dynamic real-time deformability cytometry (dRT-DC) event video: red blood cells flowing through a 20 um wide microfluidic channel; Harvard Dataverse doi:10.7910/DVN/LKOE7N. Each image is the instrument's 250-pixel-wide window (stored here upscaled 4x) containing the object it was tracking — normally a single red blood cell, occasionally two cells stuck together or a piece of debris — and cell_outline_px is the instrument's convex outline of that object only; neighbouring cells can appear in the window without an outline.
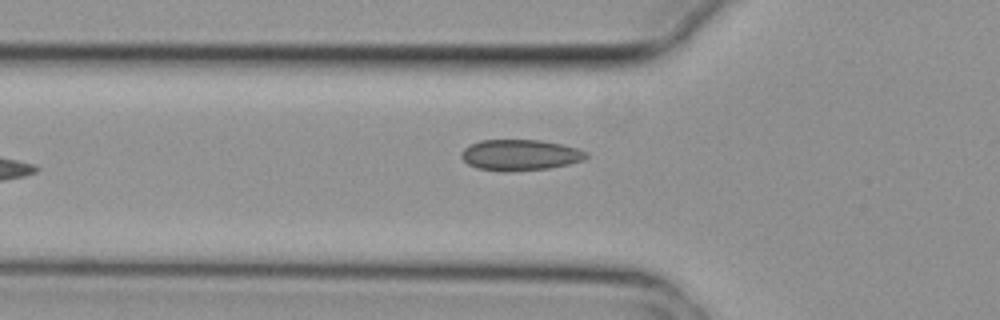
{"species": "common noctule bat (a hibernating species)", "species_latin": "Nyctalus noctula", "temperature_condition": "cold", "stored_images_in_passage": 7, "camera_frame_rate_fps": 3000, "um_per_image_px": 0.085, "animal": {"sex": "female", "body_mass_g": 29.2, "forearm_length_mm": 56.3}, "frame": {"image": 1, "passage_image": 6, "time_ms": 1.667, "image_size_px": [1000, 320], "cell_outline_px": [[588, 156], [584, 160], [568, 164], [548, 168], [508, 172], [504, 172], [476, 168], [468, 164], [460, 156], [460, 152], [468, 144], [480, 140], [540, 140], [564, 144], [588, 152]], "centroid_in_image_um": [44.18, 13.17], "position_along_channel_um": 81.6, "area_um2": 22.77}}
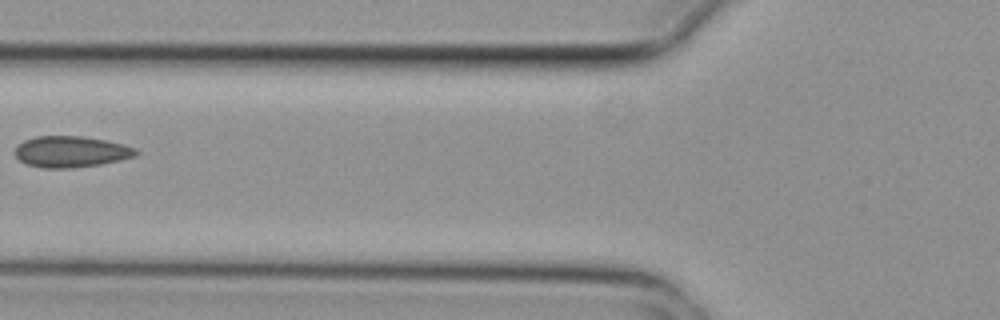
{"frame": {"image": 2, "passage_image": 7, "time_ms": 2.0, "image_size_px": [1000, 320], "cell_outline_px": [[140, 152], [136, 156], [120, 160], [100, 164], [72, 168], [40, 168], [28, 164], [20, 160], [16, 156], [16, 144], [24, 140], [36, 136], [84, 136], [124, 144], [136, 148]], "centroid_in_image_um": [6.05, 12.89], "position_along_channel_um": 119.8, "area_um2": 22.08}}